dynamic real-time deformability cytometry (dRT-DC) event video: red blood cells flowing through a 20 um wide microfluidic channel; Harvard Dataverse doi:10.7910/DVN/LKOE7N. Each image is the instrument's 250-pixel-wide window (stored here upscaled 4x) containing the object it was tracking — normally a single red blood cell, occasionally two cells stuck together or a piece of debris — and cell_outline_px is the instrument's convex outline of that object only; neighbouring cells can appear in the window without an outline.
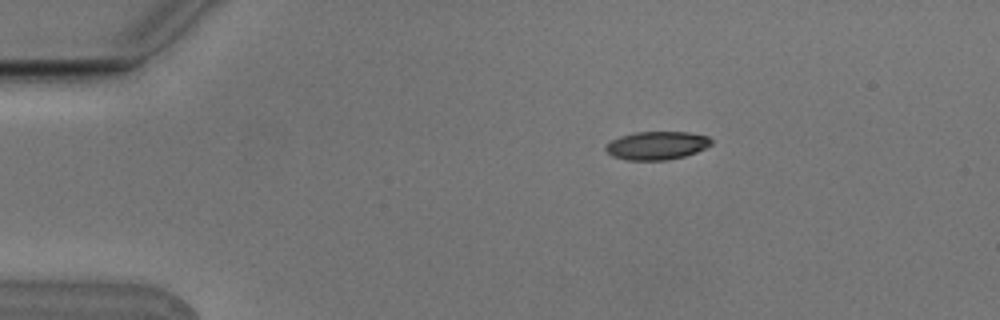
{"species": "Egyptian fruit bat (a non-hibernating species)", "species_latin": "Rousettus aegyptiacus", "temperature_condition": "cold", "stored_images_in_passage": 4, "camera_frame_rate_fps": 3000, "um_per_image_px": 0.085, "animal": {"sex": "male"}, "frame": {"image": 1, "passage_image": 1, "time_ms": 0.0, "image_size_px": [1000, 320], "cell_outline_px": [[712, 144], [696, 152], [684, 156], [668, 160], [628, 160], [612, 156], [604, 148], [612, 140], [620, 136], [636, 132], [688, 132], [708, 136], [712, 140]], "centroid_in_image_um": [55.84, 12.37], "position_along_channel_um": 29.2, "area_um2": 17.28}}
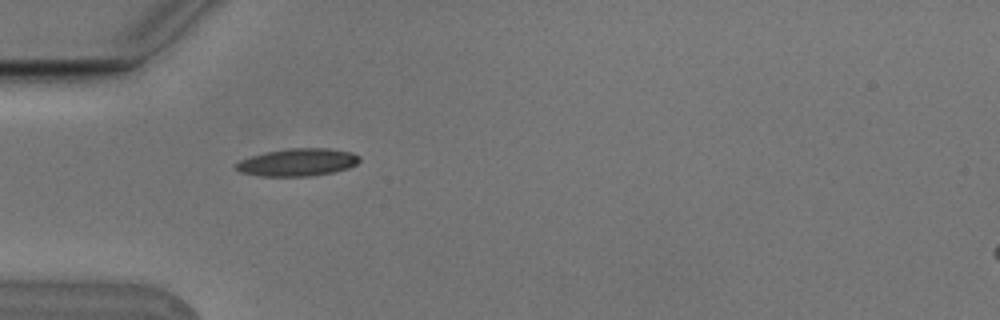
{"frame": {"image": 2, "passage_image": 3, "time_ms": 0.667, "image_size_px": [1000, 320], "cell_outline_px": [[360, 160], [356, 164], [348, 168], [332, 172], [308, 176], [260, 176], [240, 172], [236, 168], [236, 164], [240, 160], [264, 152], [288, 148], [328, 148], [352, 152], [360, 156]], "centroid_in_image_um": [25.31, 13.78], "position_along_channel_um": 59.7, "area_um2": 19.77}}